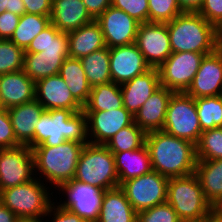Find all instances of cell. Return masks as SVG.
Here are the masks:
<instances>
[{
  "label": "cell",
  "instance_id": "cell-17",
  "mask_svg": "<svg viewBox=\"0 0 222 222\" xmlns=\"http://www.w3.org/2000/svg\"><path fill=\"white\" fill-rule=\"evenodd\" d=\"M112 82L123 84L147 72L151 67L135 43L109 48Z\"/></svg>",
  "mask_w": 222,
  "mask_h": 222
},
{
  "label": "cell",
  "instance_id": "cell-21",
  "mask_svg": "<svg viewBox=\"0 0 222 222\" xmlns=\"http://www.w3.org/2000/svg\"><path fill=\"white\" fill-rule=\"evenodd\" d=\"M174 92L161 86L134 115V122L147 134L163 129L169 100Z\"/></svg>",
  "mask_w": 222,
  "mask_h": 222
},
{
  "label": "cell",
  "instance_id": "cell-19",
  "mask_svg": "<svg viewBox=\"0 0 222 222\" xmlns=\"http://www.w3.org/2000/svg\"><path fill=\"white\" fill-rule=\"evenodd\" d=\"M35 99L44 107L51 109H68L74 112L83 110V106L72 96L67 84L57 74L35 82Z\"/></svg>",
  "mask_w": 222,
  "mask_h": 222
},
{
  "label": "cell",
  "instance_id": "cell-27",
  "mask_svg": "<svg viewBox=\"0 0 222 222\" xmlns=\"http://www.w3.org/2000/svg\"><path fill=\"white\" fill-rule=\"evenodd\" d=\"M112 153L119 177V186L124 181L142 176L153 170L150 154L146 145L136 150Z\"/></svg>",
  "mask_w": 222,
  "mask_h": 222
},
{
  "label": "cell",
  "instance_id": "cell-33",
  "mask_svg": "<svg viewBox=\"0 0 222 222\" xmlns=\"http://www.w3.org/2000/svg\"><path fill=\"white\" fill-rule=\"evenodd\" d=\"M194 99L202 132L222 127V95Z\"/></svg>",
  "mask_w": 222,
  "mask_h": 222
},
{
  "label": "cell",
  "instance_id": "cell-7",
  "mask_svg": "<svg viewBox=\"0 0 222 222\" xmlns=\"http://www.w3.org/2000/svg\"><path fill=\"white\" fill-rule=\"evenodd\" d=\"M167 202L183 222H203L214 210L195 173L168 179Z\"/></svg>",
  "mask_w": 222,
  "mask_h": 222
},
{
  "label": "cell",
  "instance_id": "cell-39",
  "mask_svg": "<svg viewBox=\"0 0 222 222\" xmlns=\"http://www.w3.org/2000/svg\"><path fill=\"white\" fill-rule=\"evenodd\" d=\"M111 6L123 10L139 23L149 22L148 0H111Z\"/></svg>",
  "mask_w": 222,
  "mask_h": 222
},
{
  "label": "cell",
  "instance_id": "cell-22",
  "mask_svg": "<svg viewBox=\"0 0 222 222\" xmlns=\"http://www.w3.org/2000/svg\"><path fill=\"white\" fill-rule=\"evenodd\" d=\"M1 108L21 105L35 99V82L23 70L0 75Z\"/></svg>",
  "mask_w": 222,
  "mask_h": 222
},
{
  "label": "cell",
  "instance_id": "cell-48",
  "mask_svg": "<svg viewBox=\"0 0 222 222\" xmlns=\"http://www.w3.org/2000/svg\"><path fill=\"white\" fill-rule=\"evenodd\" d=\"M18 217L0 202V222H15Z\"/></svg>",
  "mask_w": 222,
  "mask_h": 222
},
{
  "label": "cell",
  "instance_id": "cell-6",
  "mask_svg": "<svg viewBox=\"0 0 222 222\" xmlns=\"http://www.w3.org/2000/svg\"><path fill=\"white\" fill-rule=\"evenodd\" d=\"M53 194L49 185L35 177L25 184L0 190V202L18 218L42 221L54 202Z\"/></svg>",
  "mask_w": 222,
  "mask_h": 222
},
{
  "label": "cell",
  "instance_id": "cell-5",
  "mask_svg": "<svg viewBox=\"0 0 222 222\" xmlns=\"http://www.w3.org/2000/svg\"><path fill=\"white\" fill-rule=\"evenodd\" d=\"M172 53L197 52L204 55L217 49L214 25L199 13H186L166 23Z\"/></svg>",
  "mask_w": 222,
  "mask_h": 222
},
{
  "label": "cell",
  "instance_id": "cell-12",
  "mask_svg": "<svg viewBox=\"0 0 222 222\" xmlns=\"http://www.w3.org/2000/svg\"><path fill=\"white\" fill-rule=\"evenodd\" d=\"M203 57L204 54L197 52L172 53L158 68L161 86L174 93L186 92Z\"/></svg>",
  "mask_w": 222,
  "mask_h": 222
},
{
  "label": "cell",
  "instance_id": "cell-18",
  "mask_svg": "<svg viewBox=\"0 0 222 222\" xmlns=\"http://www.w3.org/2000/svg\"><path fill=\"white\" fill-rule=\"evenodd\" d=\"M185 93L193 98L222 94V53L218 49L204 55L199 70Z\"/></svg>",
  "mask_w": 222,
  "mask_h": 222
},
{
  "label": "cell",
  "instance_id": "cell-44",
  "mask_svg": "<svg viewBox=\"0 0 222 222\" xmlns=\"http://www.w3.org/2000/svg\"><path fill=\"white\" fill-rule=\"evenodd\" d=\"M25 4V13L50 16L52 0H22Z\"/></svg>",
  "mask_w": 222,
  "mask_h": 222
},
{
  "label": "cell",
  "instance_id": "cell-4",
  "mask_svg": "<svg viewBox=\"0 0 222 222\" xmlns=\"http://www.w3.org/2000/svg\"><path fill=\"white\" fill-rule=\"evenodd\" d=\"M66 140L90 143L84 111L74 112L61 108L44 111L35 124L34 147L56 146Z\"/></svg>",
  "mask_w": 222,
  "mask_h": 222
},
{
  "label": "cell",
  "instance_id": "cell-43",
  "mask_svg": "<svg viewBox=\"0 0 222 222\" xmlns=\"http://www.w3.org/2000/svg\"><path fill=\"white\" fill-rule=\"evenodd\" d=\"M198 13L215 25L222 18V0H204Z\"/></svg>",
  "mask_w": 222,
  "mask_h": 222
},
{
  "label": "cell",
  "instance_id": "cell-47",
  "mask_svg": "<svg viewBox=\"0 0 222 222\" xmlns=\"http://www.w3.org/2000/svg\"><path fill=\"white\" fill-rule=\"evenodd\" d=\"M7 11L22 16L25 14V4L22 0H8Z\"/></svg>",
  "mask_w": 222,
  "mask_h": 222
},
{
  "label": "cell",
  "instance_id": "cell-38",
  "mask_svg": "<svg viewBox=\"0 0 222 222\" xmlns=\"http://www.w3.org/2000/svg\"><path fill=\"white\" fill-rule=\"evenodd\" d=\"M137 222H183L172 206L162 203L138 212Z\"/></svg>",
  "mask_w": 222,
  "mask_h": 222
},
{
  "label": "cell",
  "instance_id": "cell-53",
  "mask_svg": "<svg viewBox=\"0 0 222 222\" xmlns=\"http://www.w3.org/2000/svg\"><path fill=\"white\" fill-rule=\"evenodd\" d=\"M217 49L222 53V36L218 39Z\"/></svg>",
  "mask_w": 222,
  "mask_h": 222
},
{
  "label": "cell",
  "instance_id": "cell-32",
  "mask_svg": "<svg viewBox=\"0 0 222 222\" xmlns=\"http://www.w3.org/2000/svg\"><path fill=\"white\" fill-rule=\"evenodd\" d=\"M50 24V16L25 13L20 16L18 26L9 40L25 51L32 40Z\"/></svg>",
  "mask_w": 222,
  "mask_h": 222
},
{
  "label": "cell",
  "instance_id": "cell-16",
  "mask_svg": "<svg viewBox=\"0 0 222 222\" xmlns=\"http://www.w3.org/2000/svg\"><path fill=\"white\" fill-rule=\"evenodd\" d=\"M96 21L101 27L108 48L135 43L140 23L123 10L110 6Z\"/></svg>",
  "mask_w": 222,
  "mask_h": 222
},
{
  "label": "cell",
  "instance_id": "cell-37",
  "mask_svg": "<svg viewBox=\"0 0 222 222\" xmlns=\"http://www.w3.org/2000/svg\"><path fill=\"white\" fill-rule=\"evenodd\" d=\"M149 22L168 23L183 12L177 0H148Z\"/></svg>",
  "mask_w": 222,
  "mask_h": 222
},
{
  "label": "cell",
  "instance_id": "cell-11",
  "mask_svg": "<svg viewBox=\"0 0 222 222\" xmlns=\"http://www.w3.org/2000/svg\"><path fill=\"white\" fill-rule=\"evenodd\" d=\"M119 187L137 213L167 202L168 178L153 170L124 181Z\"/></svg>",
  "mask_w": 222,
  "mask_h": 222
},
{
  "label": "cell",
  "instance_id": "cell-3",
  "mask_svg": "<svg viewBox=\"0 0 222 222\" xmlns=\"http://www.w3.org/2000/svg\"><path fill=\"white\" fill-rule=\"evenodd\" d=\"M88 143L64 141L56 146L39 145L32 148L34 173L53 191L74 179L80 154Z\"/></svg>",
  "mask_w": 222,
  "mask_h": 222
},
{
  "label": "cell",
  "instance_id": "cell-36",
  "mask_svg": "<svg viewBox=\"0 0 222 222\" xmlns=\"http://www.w3.org/2000/svg\"><path fill=\"white\" fill-rule=\"evenodd\" d=\"M24 53L11 40L0 39V75L23 70Z\"/></svg>",
  "mask_w": 222,
  "mask_h": 222
},
{
  "label": "cell",
  "instance_id": "cell-51",
  "mask_svg": "<svg viewBox=\"0 0 222 222\" xmlns=\"http://www.w3.org/2000/svg\"><path fill=\"white\" fill-rule=\"evenodd\" d=\"M8 0H0V13L7 11Z\"/></svg>",
  "mask_w": 222,
  "mask_h": 222
},
{
  "label": "cell",
  "instance_id": "cell-28",
  "mask_svg": "<svg viewBox=\"0 0 222 222\" xmlns=\"http://www.w3.org/2000/svg\"><path fill=\"white\" fill-rule=\"evenodd\" d=\"M138 213L120 187L105 190L97 222H137Z\"/></svg>",
  "mask_w": 222,
  "mask_h": 222
},
{
  "label": "cell",
  "instance_id": "cell-24",
  "mask_svg": "<svg viewBox=\"0 0 222 222\" xmlns=\"http://www.w3.org/2000/svg\"><path fill=\"white\" fill-rule=\"evenodd\" d=\"M50 20L59 31L68 33L94 19L88 13L82 0H52Z\"/></svg>",
  "mask_w": 222,
  "mask_h": 222
},
{
  "label": "cell",
  "instance_id": "cell-30",
  "mask_svg": "<svg viewBox=\"0 0 222 222\" xmlns=\"http://www.w3.org/2000/svg\"><path fill=\"white\" fill-rule=\"evenodd\" d=\"M122 107L124 106L120 84L109 82L91 88L83 111H105Z\"/></svg>",
  "mask_w": 222,
  "mask_h": 222
},
{
  "label": "cell",
  "instance_id": "cell-9",
  "mask_svg": "<svg viewBox=\"0 0 222 222\" xmlns=\"http://www.w3.org/2000/svg\"><path fill=\"white\" fill-rule=\"evenodd\" d=\"M162 130L195 145L198 143L202 129L199 124L195 99L192 96L185 92L172 94Z\"/></svg>",
  "mask_w": 222,
  "mask_h": 222
},
{
  "label": "cell",
  "instance_id": "cell-52",
  "mask_svg": "<svg viewBox=\"0 0 222 222\" xmlns=\"http://www.w3.org/2000/svg\"><path fill=\"white\" fill-rule=\"evenodd\" d=\"M15 222H41L34 219H24V218H18Z\"/></svg>",
  "mask_w": 222,
  "mask_h": 222
},
{
  "label": "cell",
  "instance_id": "cell-13",
  "mask_svg": "<svg viewBox=\"0 0 222 222\" xmlns=\"http://www.w3.org/2000/svg\"><path fill=\"white\" fill-rule=\"evenodd\" d=\"M34 178V157L29 146L0 149V190L25 184Z\"/></svg>",
  "mask_w": 222,
  "mask_h": 222
},
{
  "label": "cell",
  "instance_id": "cell-26",
  "mask_svg": "<svg viewBox=\"0 0 222 222\" xmlns=\"http://www.w3.org/2000/svg\"><path fill=\"white\" fill-rule=\"evenodd\" d=\"M194 173L206 200L214 209H222V159L197 160Z\"/></svg>",
  "mask_w": 222,
  "mask_h": 222
},
{
  "label": "cell",
  "instance_id": "cell-15",
  "mask_svg": "<svg viewBox=\"0 0 222 222\" xmlns=\"http://www.w3.org/2000/svg\"><path fill=\"white\" fill-rule=\"evenodd\" d=\"M84 113L89 142L96 145H105L119 130L134 122V116L125 107Z\"/></svg>",
  "mask_w": 222,
  "mask_h": 222
},
{
  "label": "cell",
  "instance_id": "cell-45",
  "mask_svg": "<svg viewBox=\"0 0 222 222\" xmlns=\"http://www.w3.org/2000/svg\"><path fill=\"white\" fill-rule=\"evenodd\" d=\"M82 2L94 20L111 6V0H82Z\"/></svg>",
  "mask_w": 222,
  "mask_h": 222
},
{
  "label": "cell",
  "instance_id": "cell-29",
  "mask_svg": "<svg viewBox=\"0 0 222 222\" xmlns=\"http://www.w3.org/2000/svg\"><path fill=\"white\" fill-rule=\"evenodd\" d=\"M59 75L67 84L72 96L84 106L88 101L92 87L86 79L81 60L67 57L60 68Z\"/></svg>",
  "mask_w": 222,
  "mask_h": 222
},
{
  "label": "cell",
  "instance_id": "cell-41",
  "mask_svg": "<svg viewBox=\"0 0 222 222\" xmlns=\"http://www.w3.org/2000/svg\"><path fill=\"white\" fill-rule=\"evenodd\" d=\"M41 222H89L54 201Z\"/></svg>",
  "mask_w": 222,
  "mask_h": 222
},
{
  "label": "cell",
  "instance_id": "cell-10",
  "mask_svg": "<svg viewBox=\"0 0 222 222\" xmlns=\"http://www.w3.org/2000/svg\"><path fill=\"white\" fill-rule=\"evenodd\" d=\"M56 190L54 200L60 207L68 209L89 222L98 221L105 190L75 179L61 184ZM60 196L64 197L63 200Z\"/></svg>",
  "mask_w": 222,
  "mask_h": 222
},
{
  "label": "cell",
  "instance_id": "cell-23",
  "mask_svg": "<svg viewBox=\"0 0 222 222\" xmlns=\"http://www.w3.org/2000/svg\"><path fill=\"white\" fill-rule=\"evenodd\" d=\"M17 141L21 145L34 147V129L44 107L36 100L7 109Z\"/></svg>",
  "mask_w": 222,
  "mask_h": 222
},
{
  "label": "cell",
  "instance_id": "cell-46",
  "mask_svg": "<svg viewBox=\"0 0 222 222\" xmlns=\"http://www.w3.org/2000/svg\"><path fill=\"white\" fill-rule=\"evenodd\" d=\"M204 0H177L178 6L182 12L198 13Z\"/></svg>",
  "mask_w": 222,
  "mask_h": 222
},
{
  "label": "cell",
  "instance_id": "cell-8",
  "mask_svg": "<svg viewBox=\"0 0 222 222\" xmlns=\"http://www.w3.org/2000/svg\"><path fill=\"white\" fill-rule=\"evenodd\" d=\"M74 179L102 190L119 187L113 153L105 145L85 144Z\"/></svg>",
  "mask_w": 222,
  "mask_h": 222
},
{
  "label": "cell",
  "instance_id": "cell-31",
  "mask_svg": "<svg viewBox=\"0 0 222 222\" xmlns=\"http://www.w3.org/2000/svg\"><path fill=\"white\" fill-rule=\"evenodd\" d=\"M80 60L91 87L112 82L107 46L82 57Z\"/></svg>",
  "mask_w": 222,
  "mask_h": 222
},
{
  "label": "cell",
  "instance_id": "cell-2",
  "mask_svg": "<svg viewBox=\"0 0 222 222\" xmlns=\"http://www.w3.org/2000/svg\"><path fill=\"white\" fill-rule=\"evenodd\" d=\"M67 57H69L68 34L50 24L25 50L23 71L37 82L59 74Z\"/></svg>",
  "mask_w": 222,
  "mask_h": 222
},
{
  "label": "cell",
  "instance_id": "cell-34",
  "mask_svg": "<svg viewBox=\"0 0 222 222\" xmlns=\"http://www.w3.org/2000/svg\"><path fill=\"white\" fill-rule=\"evenodd\" d=\"M146 133L135 123L119 130L105 144L111 152L136 150L145 145Z\"/></svg>",
  "mask_w": 222,
  "mask_h": 222
},
{
  "label": "cell",
  "instance_id": "cell-14",
  "mask_svg": "<svg viewBox=\"0 0 222 222\" xmlns=\"http://www.w3.org/2000/svg\"><path fill=\"white\" fill-rule=\"evenodd\" d=\"M135 44L151 68H159L172 54L166 23H140Z\"/></svg>",
  "mask_w": 222,
  "mask_h": 222
},
{
  "label": "cell",
  "instance_id": "cell-49",
  "mask_svg": "<svg viewBox=\"0 0 222 222\" xmlns=\"http://www.w3.org/2000/svg\"><path fill=\"white\" fill-rule=\"evenodd\" d=\"M203 222H222V209H214Z\"/></svg>",
  "mask_w": 222,
  "mask_h": 222
},
{
  "label": "cell",
  "instance_id": "cell-50",
  "mask_svg": "<svg viewBox=\"0 0 222 222\" xmlns=\"http://www.w3.org/2000/svg\"><path fill=\"white\" fill-rule=\"evenodd\" d=\"M217 40L222 36V18L214 25Z\"/></svg>",
  "mask_w": 222,
  "mask_h": 222
},
{
  "label": "cell",
  "instance_id": "cell-40",
  "mask_svg": "<svg viewBox=\"0 0 222 222\" xmlns=\"http://www.w3.org/2000/svg\"><path fill=\"white\" fill-rule=\"evenodd\" d=\"M21 145L15 136L8 110L0 108V149L13 148Z\"/></svg>",
  "mask_w": 222,
  "mask_h": 222
},
{
  "label": "cell",
  "instance_id": "cell-20",
  "mask_svg": "<svg viewBox=\"0 0 222 222\" xmlns=\"http://www.w3.org/2000/svg\"><path fill=\"white\" fill-rule=\"evenodd\" d=\"M161 87L157 68L134 77L120 85L123 106L134 116L144 102Z\"/></svg>",
  "mask_w": 222,
  "mask_h": 222
},
{
  "label": "cell",
  "instance_id": "cell-42",
  "mask_svg": "<svg viewBox=\"0 0 222 222\" xmlns=\"http://www.w3.org/2000/svg\"><path fill=\"white\" fill-rule=\"evenodd\" d=\"M20 16L9 11L0 13V39L9 40L16 27L18 26Z\"/></svg>",
  "mask_w": 222,
  "mask_h": 222
},
{
  "label": "cell",
  "instance_id": "cell-35",
  "mask_svg": "<svg viewBox=\"0 0 222 222\" xmlns=\"http://www.w3.org/2000/svg\"><path fill=\"white\" fill-rule=\"evenodd\" d=\"M196 156L197 160L222 159V127L201 133L196 144Z\"/></svg>",
  "mask_w": 222,
  "mask_h": 222
},
{
  "label": "cell",
  "instance_id": "cell-25",
  "mask_svg": "<svg viewBox=\"0 0 222 222\" xmlns=\"http://www.w3.org/2000/svg\"><path fill=\"white\" fill-rule=\"evenodd\" d=\"M67 34L70 58L81 59L106 47L101 27L96 20Z\"/></svg>",
  "mask_w": 222,
  "mask_h": 222
},
{
  "label": "cell",
  "instance_id": "cell-1",
  "mask_svg": "<svg viewBox=\"0 0 222 222\" xmlns=\"http://www.w3.org/2000/svg\"><path fill=\"white\" fill-rule=\"evenodd\" d=\"M145 145L153 171L168 179L194 174L197 164L195 144L158 130L146 134Z\"/></svg>",
  "mask_w": 222,
  "mask_h": 222
}]
</instances>
